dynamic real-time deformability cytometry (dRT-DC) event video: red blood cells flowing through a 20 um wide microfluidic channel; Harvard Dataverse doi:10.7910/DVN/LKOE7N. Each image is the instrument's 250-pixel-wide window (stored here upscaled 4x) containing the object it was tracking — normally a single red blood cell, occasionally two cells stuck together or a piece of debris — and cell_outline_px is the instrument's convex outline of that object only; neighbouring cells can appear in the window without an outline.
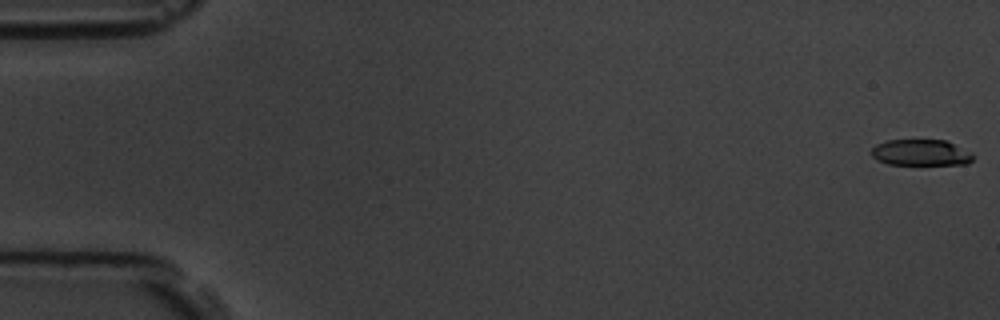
{"species": "common noctule bat (a hibernating species)", "species_latin": "Nyctalus noctula", "temperature_condition": "room temperature", "stored_images_in_passage": 58, "camera_frame_rate_fps": 3000, "um_per_image_px": 0.085, "animal": {"sex": "male", "body_mass_g": 19.5, "forearm_length_mm": 54.6}, "frame": {"image": 1, "passage_image": 1, "time_ms": 0.0, "image_size_px": [1000, 320], "cell_outline_px": [[976, 156], [968, 164], [888, 164], [876, 160], [872, 156], [872, 148], [876, 144], [888, 140], [944, 140], [972, 152]], "centroid_in_image_um": [78.29, 12.97], "position_along_channel_um": 6.7, "area_um2": 15.49}}
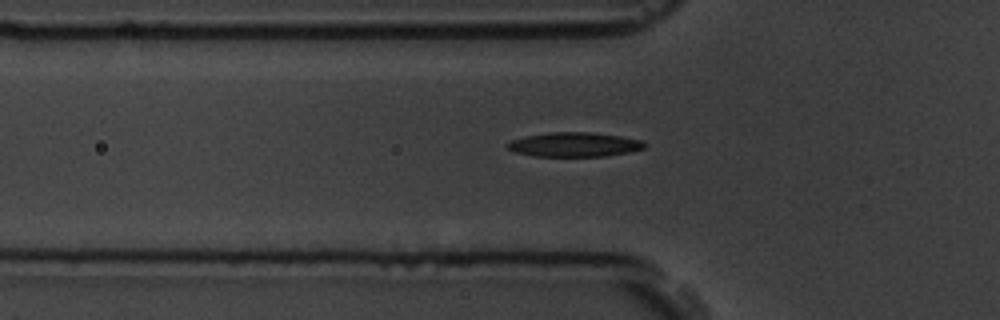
{"frame": {"image": 2, "passage_image": 20, "time_ms": 6.333, "image_size_px": [1000, 320], "cell_outline_px": [[648, 144], [644, 148], [628, 152], [604, 156], [536, 156], [516, 152], [508, 148], [504, 144], [512, 140], [524, 136], [548, 132], [588, 132], [620, 136], [640, 140]], "centroid_in_image_um": [48.8, 12.28], "position_along_channel_um": 77.0, "area_um2": 19.36}}
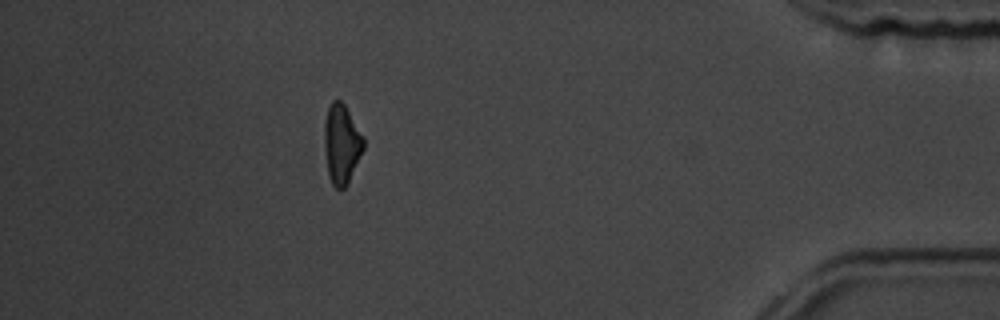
{"frame": {"image": 3, "passage_image": 52, "time_ms": 17.0, "image_size_px": [1000, 320], "cell_outline_px": [[364, 148], [348, 184], [340, 192], [332, 184], [328, 176], [324, 148], [324, 124], [328, 108], [332, 100], [340, 100], [344, 104], [364, 140]], "centroid_in_image_um": [29.01, 12.3], "position_along_channel_um": 406.2, "area_um2": 18.09}, "authors_computed_cell_mechanics": {"area_um2": 18.5249, "velocity_mm_per_s": 3.5443, "shape_relaxation_time_tau1_ms": 4.3129, "shape_relaxation_time_tau2_ms": 3.8657, "deformation_change_tau1": 0.159, "deformation_change_tau2": 0.131}}